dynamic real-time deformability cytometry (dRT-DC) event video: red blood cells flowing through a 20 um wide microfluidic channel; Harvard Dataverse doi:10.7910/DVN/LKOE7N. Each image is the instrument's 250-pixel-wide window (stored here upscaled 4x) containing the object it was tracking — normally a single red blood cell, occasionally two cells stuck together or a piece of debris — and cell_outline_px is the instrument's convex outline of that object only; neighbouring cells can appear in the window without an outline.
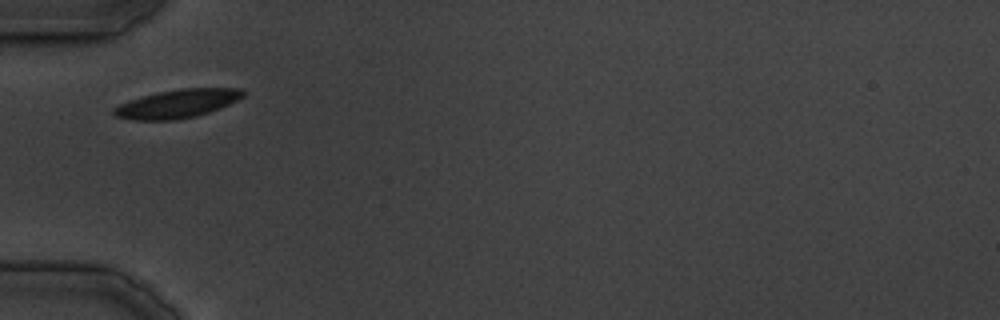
{"species": "common noctule bat (a hibernating species)", "species_latin": "Nyctalus noctula", "temperature_condition": "cold", "stored_images_in_passage": 22, "camera_frame_rate_fps": 3000, "um_per_image_px": 0.085, "animal": {"sex": "male", "body_mass_g": 19.5, "forearm_length_mm": 54.6}, "frame": {"image": 1, "passage_image": 1, "time_ms": 0.0, "image_size_px": [1000, 320], "cell_outline_px": [[244, 96], [220, 108], [196, 116], [172, 120], [136, 120], [116, 116], [112, 112], [112, 108], [128, 100], [160, 92], [184, 88], [240, 88], [244, 92]], "centroid_in_image_um": [15.06, 8.81], "position_along_channel_um": 69.9, "area_um2": 21.1}}
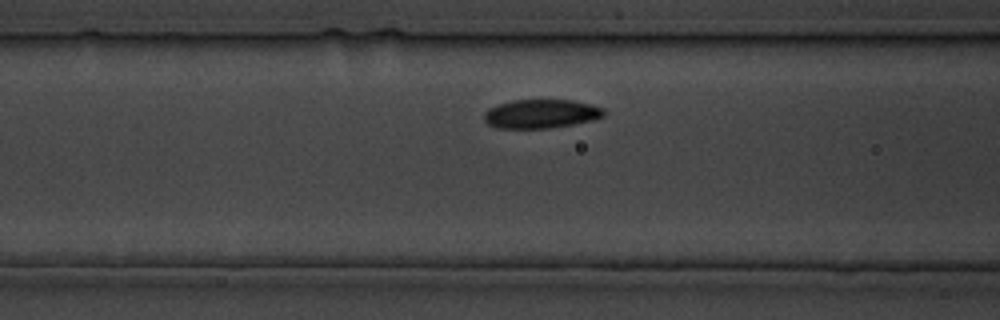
{"frame": {"image": 2, "passage_image": 4, "time_ms": 3.667, "image_size_px": [1000, 320], "cell_outline_px": [[604, 116], [592, 120], [552, 128], [496, 128], [488, 124], [484, 120], [484, 112], [488, 108], [496, 104], [512, 100], [572, 100], [604, 108]], "centroid_in_image_um": [45.94, 9.67], "position_along_channel_um": 120.7, "area_um2": 20.17}}